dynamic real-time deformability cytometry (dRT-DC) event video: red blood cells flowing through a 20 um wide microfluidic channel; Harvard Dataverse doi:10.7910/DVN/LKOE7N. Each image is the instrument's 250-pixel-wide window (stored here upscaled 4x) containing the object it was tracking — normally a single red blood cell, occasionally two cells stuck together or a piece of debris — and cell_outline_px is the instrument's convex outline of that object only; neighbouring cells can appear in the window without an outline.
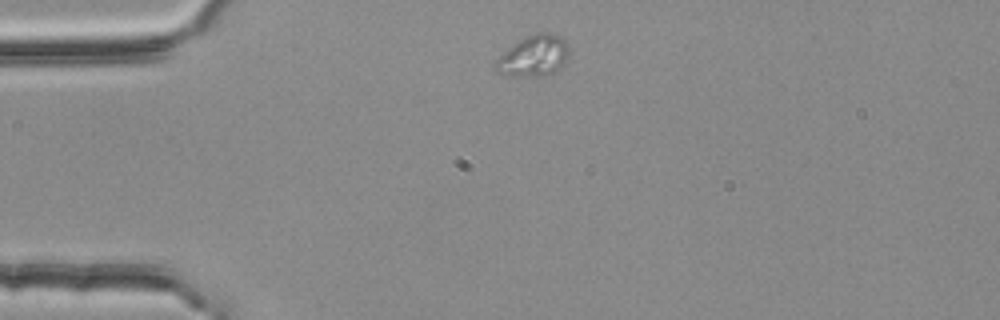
{"species": "common noctule bat (a hibernating species)", "species_latin": "Nyctalus noctula", "temperature_condition": "room temperature", "stored_images_in_passage": 1, "camera_frame_rate_fps": 3000, "um_per_image_px": 0.085, "animal": {"sex": "female", "body_mass_g": 25.1}, "frame": {"image": 1, "passage_image": 1, "time_ms": 0.0, "image_size_px": [1000, 320], "cell_outline_px": [[568, 56], [564, 64], [560, 68], [544, 76], [508, 76], [496, 72], [496, 60], [512, 44], [524, 36], [536, 32], [552, 32], [560, 36], [568, 44]], "centroid_in_image_um": [45.37, 4.73], "position_along_channel_um": 39.6, "area_um2": 17.74}}